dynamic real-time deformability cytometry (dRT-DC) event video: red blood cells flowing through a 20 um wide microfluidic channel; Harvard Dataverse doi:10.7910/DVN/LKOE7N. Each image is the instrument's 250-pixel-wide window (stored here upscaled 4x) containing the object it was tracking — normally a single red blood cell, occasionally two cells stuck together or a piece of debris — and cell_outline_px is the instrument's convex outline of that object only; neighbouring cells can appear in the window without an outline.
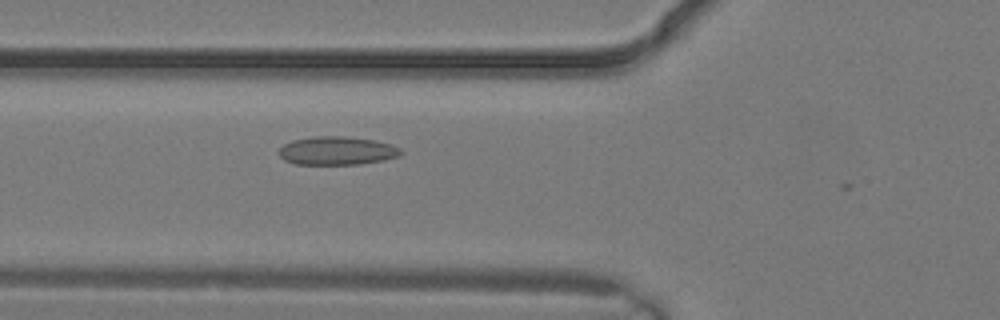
{"species": "common noctule bat (a hibernating species)", "species_latin": "Nyctalus noctula", "temperature_condition": "warm", "stored_images_in_passage": 5, "camera_frame_rate_fps": 3000, "um_per_image_px": 0.085, "animal": {"sex": "male", "body_mass_g": 19.2, "forearm_length_mm": 51.8}, "frame": {"image": 1, "passage_image": 3, "time_ms": 0.667, "image_size_px": [1000, 320], "cell_outline_px": [[404, 152], [400, 156], [384, 160], [360, 164], [296, 164], [284, 160], [280, 156], [280, 148], [284, 144], [292, 140], [312, 136], [344, 136], [372, 140], [392, 144], [400, 148]], "centroid_in_image_um": [28.67, 12.81], "position_along_channel_um": 97.1, "area_um2": 20.23}}